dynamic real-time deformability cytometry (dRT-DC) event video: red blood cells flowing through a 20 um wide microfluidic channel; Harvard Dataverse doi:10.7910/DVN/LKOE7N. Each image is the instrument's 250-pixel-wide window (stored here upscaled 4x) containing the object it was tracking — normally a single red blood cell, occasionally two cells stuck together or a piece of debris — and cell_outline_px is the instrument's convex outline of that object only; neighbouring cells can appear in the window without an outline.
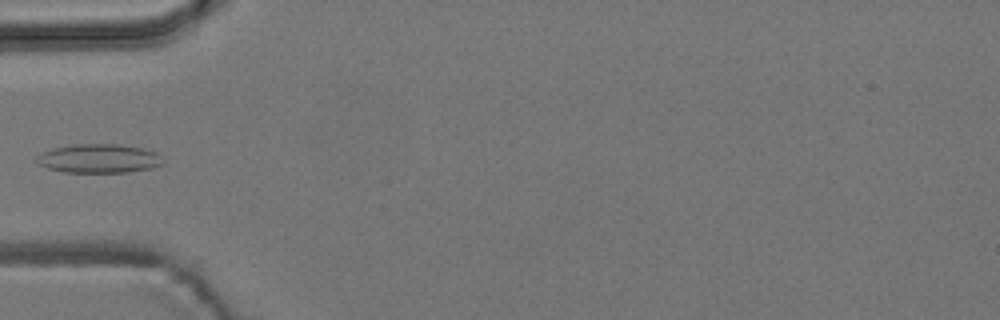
{"species": "common noctule bat (a hibernating species)", "species_latin": "Nyctalus noctula", "temperature_condition": "room temperature", "stored_images_in_passage": 7, "camera_frame_rate_fps": 3000, "um_per_image_px": 0.085, "animal": {"sex": "male", "body_mass_g": 19.2, "forearm_length_mm": 51.8}, "frame": {"image": 1, "passage_image": 7, "time_ms": 7.0, "image_size_px": [1000, 320], "cell_outline_px": [[164, 164], [152, 168], [128, 172], [64, 172], [48, 168], [36, 164], [36, 156], [52, 148], [72, 144], [116, 144], [144, 148], [156, 152], [164, 160]], "centroid_in_image_um": [8.41, 13.47], "position_along_channel_um": 76.6, "area_um2": 21.44}}